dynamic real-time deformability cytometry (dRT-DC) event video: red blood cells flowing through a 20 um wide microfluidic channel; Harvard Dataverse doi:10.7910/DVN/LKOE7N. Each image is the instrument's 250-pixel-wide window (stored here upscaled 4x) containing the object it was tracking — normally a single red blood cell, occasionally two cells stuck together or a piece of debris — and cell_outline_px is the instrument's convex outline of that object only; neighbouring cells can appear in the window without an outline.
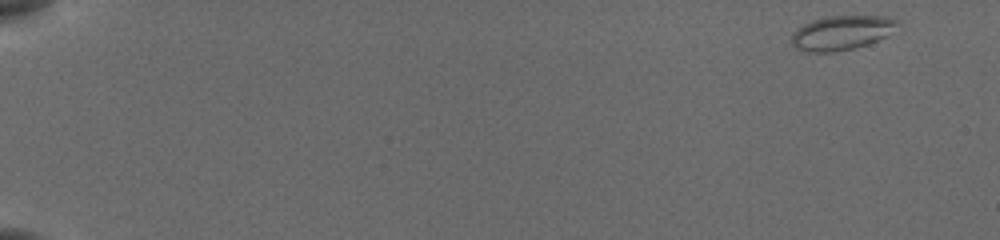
{"species": "common noctule bat (a hibernating species)", "species_latin": "Nyctalus noctula", "temperature_condition": "cold", "stored_images_in_passage": 53, "camera_frame_rate_fps": 3000, "um_per_image_px": 0.085, "animal": {"sex": "female", "body_mass_g": 19.5, "forearm_length_mm": 54.1}, "frame": {"image": 1, "passage_image": 1, "time_ms": 0.0, "image_size_px": [1000, 240], "cell_outline_px": [[896, 20], [888, 36], [868, 44], [852, 48], [832, 52], [804, 52], [796, 48], [792, 44], [792, 32], [804, 24], [812, 20], [824, 16], [888, 16]], "centroid_in_image_um": [71.47, 2.79], "position_along_channel_um": 13.5, "area_um2": 20.98}}
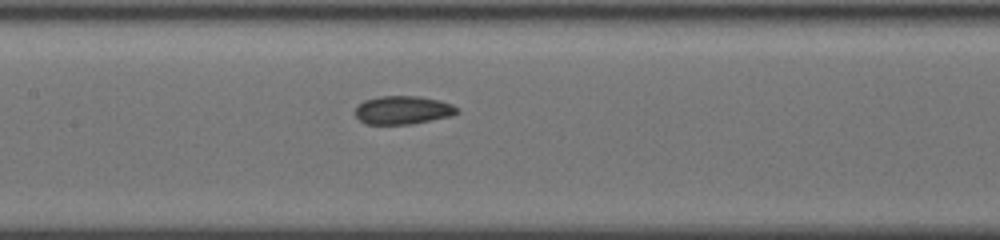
{"frame": {"image": 2, "passage_image": 27, "time_ms": 8.667, "image_size_px": [1000, 240], "cell_outline_px": [[460, 112], [452, 116], [412, 124], [364, 124], [356, 116], [356, 104], [364, 100], [380, 96], [420, 96], [440, 100], [452, 104]], "centroid_in_image_um": [34.24, 9.35], "position_along_channel_um": 173.2, "area_um2": 16.99}}
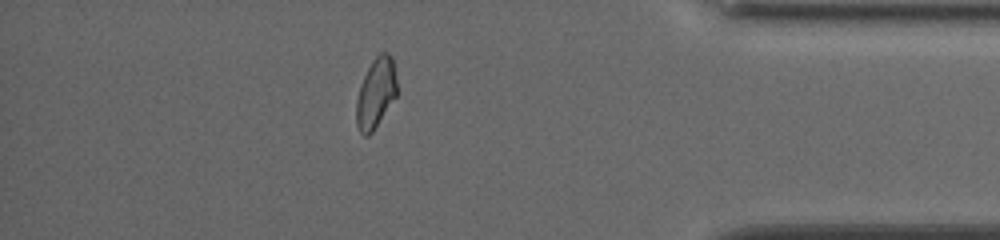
{"frame": {"image": 3, "passage_image": 47, "time_ms": 15.333, "image_size_px": [1000, 240], "cell_outline_px": [[396, 96], [372, 132], [368, 136], [364, 136], [360, 132], [356, 124], [356, 100], [360, 84], [372, 60], [380, 52], [388, 52], [392, 56], [396, 80]], "centroid_in_image_um": [31.93, 7.9], "position_along_channel_um": 403.3, "area_um2": 16.47}, "authors_computed_cell_mechanics": {"area_um2": 17.2822, "velocity_mm_per_s": 3.8401, "shape_relaxation_time_tau1_ms": null, "shape_relaxation_time_tau2_ms": 2.204, "deformation_change_tau1": null, "deformation_change_tau2": 0.0635}}